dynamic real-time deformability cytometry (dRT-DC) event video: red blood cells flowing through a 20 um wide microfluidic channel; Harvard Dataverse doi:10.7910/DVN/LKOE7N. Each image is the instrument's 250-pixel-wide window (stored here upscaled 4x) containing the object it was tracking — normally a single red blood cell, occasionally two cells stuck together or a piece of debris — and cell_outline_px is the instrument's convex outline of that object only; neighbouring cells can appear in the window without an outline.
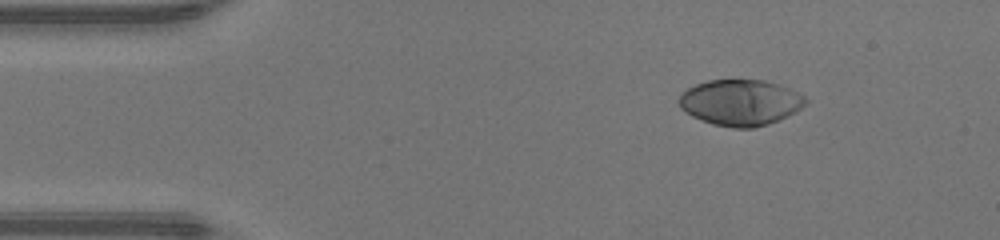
{"species": "human", "species_latin": "Homo sapiens", "temperature_condition": "warm", "stored_images_in_passage": 42, "camera_frame_rate_fps": 3000, "um_per_image_px": 0.085, "donor": {"sex": "male"}, "frame": {"image": 1, "passage_image": 1, "time_ms": 0.0, "image_size_px": [1000, 240], "cell_outline_px": [[808, 100], [796, 112], [788, 116], [768, 124], [752, 128], [732, 128], [712, 124], [692, 116], [680, 108], [680, 96], [688, 88], [696, 84], [708, 80], [764, 80], [788, 88], [804, 96]], "centroid_in_image_um": [62.94, 8.72], "position_along_channel_um": 22.1, "area_um2": 33.64}}
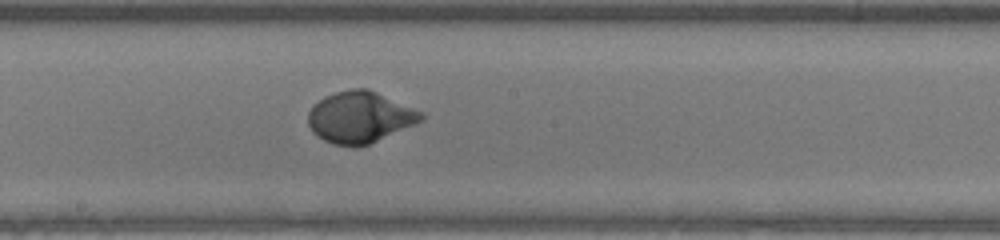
{"frame": {"image": 2, "passage_image": 20, "time_ms": 6.333, "image_size_px": [1000, 240], "cell_outline_px": [[424, 120], [416, 124], [368, 144], [332, 144], [316, 136], [312, 132], [308, 124], [308, 112], [324, 96], [336, 92], [352, 88], [368, 88], [424, 112]], "centroid_in_image_um": [30.61, 9.93], "position_along_channel_um": 217.6, "area_um2": 33.52}}
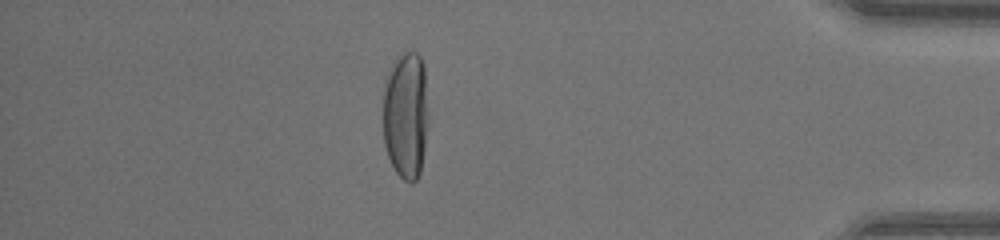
{"frame": {"image": 3, "passage_image": 36, "time_ms": 11.667, "image_size_px": [1000, 240], "cell_outline_px": [[428, 120], [424, 148], [420, 172], [416, 180], [412, 184], [404, 180], [396, 172], [388, 156], [384, 144], [384, 76], [388, 68], [396, 56], [404, 52], [416, 52], [420, 56], [424, 64]], "centroid_in_image_um": [34.48, 9.73], "position_along_channel_um": 400.7, "area_um2": 34.1}, "authors_computed_cell_mechanics": {"area_um2": 33.5529, "velocity_mm_per_s": 4.2884, "shape_relaxation_time_tau1_ms": 3.194, "shape_relaxation_time_tau2_ms": null, "deformation_change_tau1": 0.2565, "deformation_change_tau2": null}}